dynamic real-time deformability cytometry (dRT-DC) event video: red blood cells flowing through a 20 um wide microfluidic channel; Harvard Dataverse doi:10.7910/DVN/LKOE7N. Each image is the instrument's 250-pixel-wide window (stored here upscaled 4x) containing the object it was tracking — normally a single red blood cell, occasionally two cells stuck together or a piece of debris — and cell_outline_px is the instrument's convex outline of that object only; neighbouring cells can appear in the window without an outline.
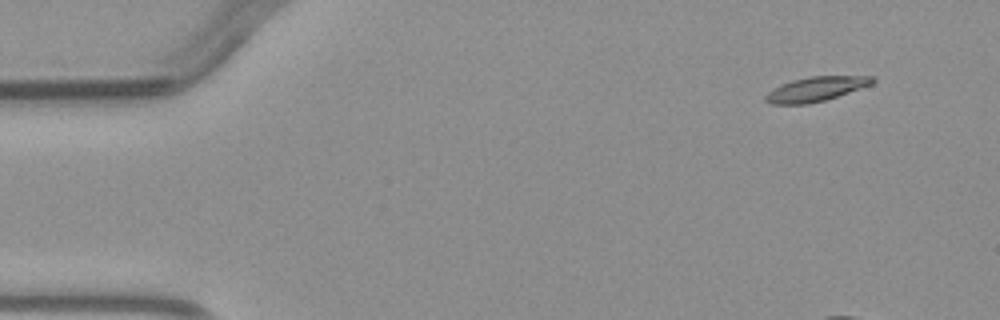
{"species": "common noctule bat (a hibernating species)", "species_latin": "Nyctalus noctula", "temperature_condition": "warm", "stored_images_in_passage": 5, "camera_frame_rate_fps": 3000, "um_per_image_px": 0.085, "animal": {"sex": "male", "body_mass_g": 23.1, "forearm_length_mm": 52.7}, "frame": {"image": 1, "passage_image": 1, "time_ms": 0.0, "image_size_px": [1000, 320], "cell_outline_px": [[876, 80], [872, 84], [824, 100], [808, 104], [768, 104], [764, 100], [764, 96], [768, 92], [792, 80], [808, 76], [876, 76]], "centroid_in_image_um": [69.35, 7.57], "position_along_channel_um": 15.7, "area_um2": 15.09}}
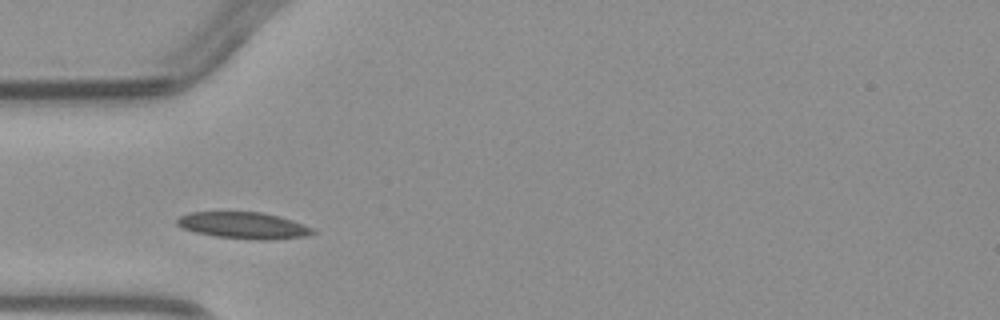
{"frame": {"image": 2, "passage_image": 4, "time_ms": 4.333, "image_size_px": [1000, 320], "cell_outline_px": [[316, 232], [308, 236], [268, 240], [256, 240], [216, 236], [196, 232], [184, 228], [176, 224], [176, 220], [180, 216], [188, 212], [260, 212], [280, 216], [304, 224], [312, 228]], "centroid_in_image_um": [20.73, 19.16], "position_along_channel_um": 64.3, "area_um2": 20.98}}
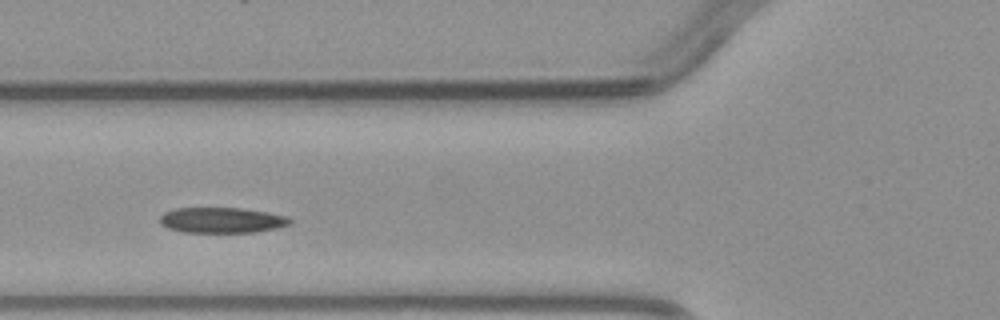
{"frame": {"image": 3, "passage_image": 5, "time_ms": 5.333, "image_size_px": [1000, 320], "cell_outline_px": [[292, 220], [288, 224], [276, 228], [252, 232], [184, 232], [168, 228], [160, 224], [160, 216], [164, 212], [172, 208], [240, 208], [268, 212], [288, 216]], "centroid_in_image_um": [18.82, 18.7], "position_along_channel_um": 107.0, "area_um2": 19.31}}